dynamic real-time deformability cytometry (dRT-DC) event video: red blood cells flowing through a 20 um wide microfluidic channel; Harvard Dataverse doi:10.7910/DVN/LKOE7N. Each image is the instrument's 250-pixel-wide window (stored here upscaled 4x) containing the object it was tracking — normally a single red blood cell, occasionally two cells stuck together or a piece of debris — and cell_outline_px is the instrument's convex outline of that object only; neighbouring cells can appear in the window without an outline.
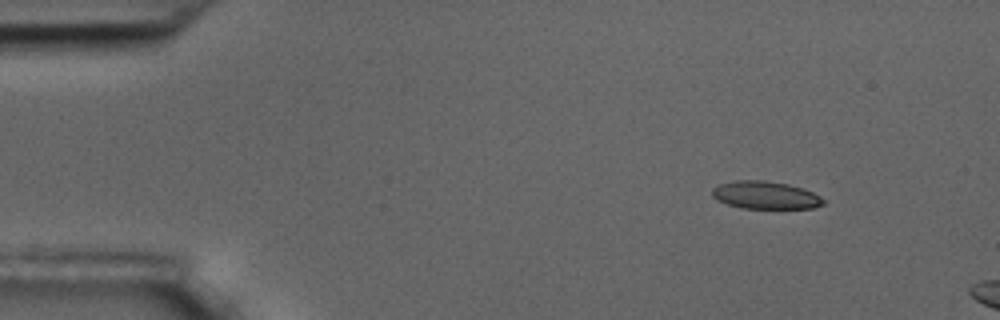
{"species": "common noctule bat (a hibernating species)", "species_latin": "Nyctalus noctula", "temperature_condition": "room temperature", "stored_images_in_passage": 4, "camera_frame_rate_fps": 3000, "um_per_image_px": 0.085, "animal": {"sex": "male", "body_mass_g": 17.5, "forearm_length_mm": 52.3}, "frame": {"image": 1, "passage_image": 1, "time_ms": 0.0, "image_size_px": [1000, 320], "cell_outline_px": [[824, 204], [812, 208], [740, 208], [716, 200], [712, 196], [712, 188], [720, 184], [736, 180], [764, 180], [788, 184], [804, 188], [820, 196], [824, 200]], "centroid_in_image_um": [65.05, 16.58], "position_along_channel_um": 20.0, "area_um2": 17.98}}